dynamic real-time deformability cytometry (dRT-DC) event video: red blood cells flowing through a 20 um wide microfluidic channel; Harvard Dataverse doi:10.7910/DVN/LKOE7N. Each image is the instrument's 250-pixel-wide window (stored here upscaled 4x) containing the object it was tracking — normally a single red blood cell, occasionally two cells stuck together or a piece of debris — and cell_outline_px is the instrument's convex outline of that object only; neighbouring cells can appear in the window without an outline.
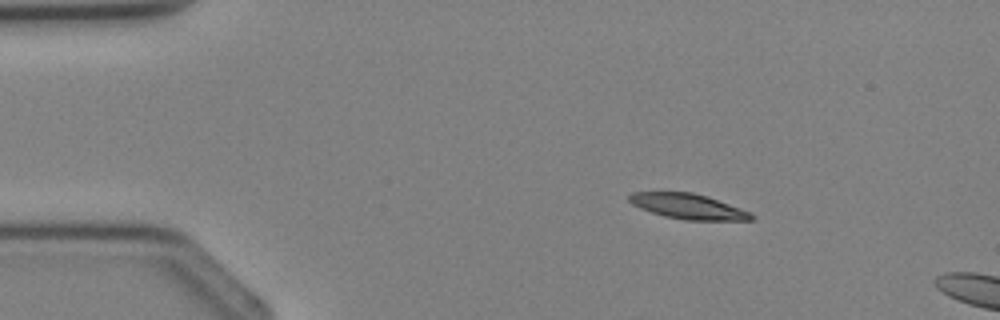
{"species": "Egyptian fruit bat (a non-hibernating species)", "species_latin": "Rousettus aegyptiacus", "temperature_condition": "cold", "stored_images_in_passage": 2, "camera_frame_rate_fps": 3000, "um_per_image_px": 0.085, "animal": {"sex": "female"}, "frame": {"image": 1, "passage_image": 1, "time_ms": 0.0, "image_size_px": [1000, 320], "cell_outline_px": [[756, 216], [752, 220], [684, 220], [664, 216], [640, 208], [632, 204], [628, 200], [628, 196], [632, 192], [692, 192], [708, 196], [740, 208]], "centroid_in_image_um": [58.48, 17.54], "position_along_channel_um": 26.5, "area_um2": 17.92}}